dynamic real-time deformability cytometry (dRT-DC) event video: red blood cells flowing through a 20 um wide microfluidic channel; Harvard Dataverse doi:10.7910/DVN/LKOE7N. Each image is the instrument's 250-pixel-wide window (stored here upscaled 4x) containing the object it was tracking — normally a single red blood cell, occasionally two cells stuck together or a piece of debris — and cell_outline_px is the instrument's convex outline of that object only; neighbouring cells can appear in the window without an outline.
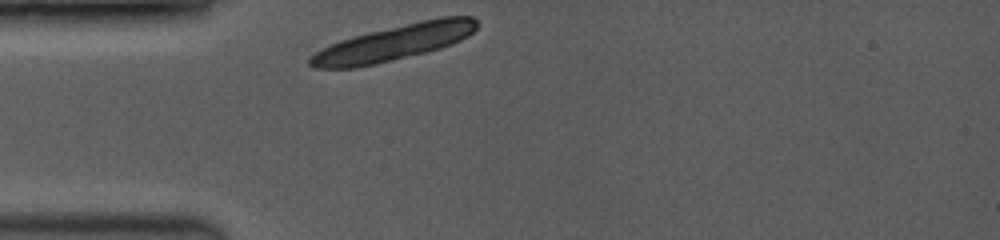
{"species": "common noctule bat (a hibernating species)", "species_latin": "Nyctalus noctula", "temperature_condition": "room temperature", "stored_images_in_passage": 1, "camera_frame_rate_fps": 3500, "um_per_image_px": 0.085, "animal": {"sex": "female", "body_mass_g": 19.0, "forearm_length_mm": 53.3}, "frame": {"image": 1, "passage_image": 1, "time_ms": 0.0, "image_size_px": [1000, 240], "cell_outline_px": [[476, 28], [468, 36], [460, 40], [440, 48], [424, 52], [356, 68], [316, 68], [308, 64], [308, 56], [320, 48], [340, 40], [352, 36], [368, 32], [420, 20], [440, 16], [472, 16], [476, 20]], "centroid_in_image_um": [33.43, 3.62], "position_along_channel_um": 51.6, "area_um2": 34.45}}